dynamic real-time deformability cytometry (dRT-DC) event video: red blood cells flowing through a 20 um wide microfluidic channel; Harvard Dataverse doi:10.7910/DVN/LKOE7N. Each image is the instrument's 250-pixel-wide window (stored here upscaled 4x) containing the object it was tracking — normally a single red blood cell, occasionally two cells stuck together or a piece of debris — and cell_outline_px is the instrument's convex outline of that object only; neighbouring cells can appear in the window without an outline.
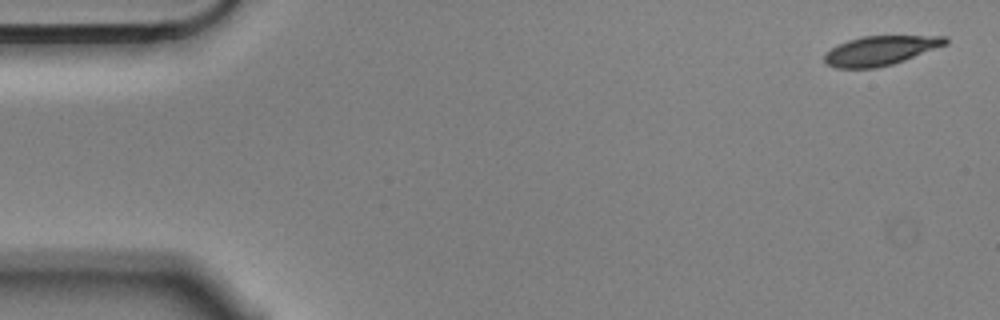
{"species": "Egyptian fruit bat (a non-hibernating species)", "species_latin": "Rousettus aegyptiacus", "temperature_condition": "cold", "stored_images_in_passage": 5, "camera_frame_rate_fps": 3000, "um_per_image_px": 0.085, "animal": {"sex": "male"}, "frame": {"image": 1, "passage_image": 1, "time_ms": 0.0, "image_size_px": [1000, 320], "cell_outline_px": [[948, 44], [904, 60], [892, 64], [876, 68], [836, 68], [828, 64], [824, 60], [824, 56], [832, 48], [848, 40], [864, 36], [948, 36]], "centroid_in_image_um": [74.87, 4.3], "position_along_channel_um": 10.1, "area_um2": 20.46}}
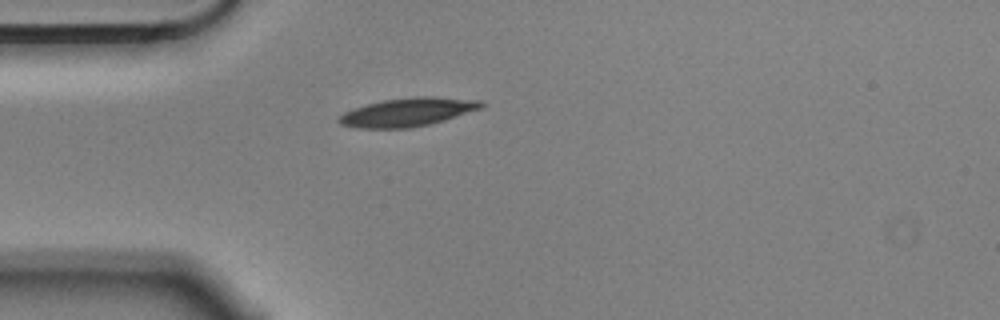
{"frame": {"image": 2, "passage_image": 4, "time_ms": 1.0, "image_size_px": [1000, 320], "cell_outline_px": [[484, 108], [444, 120], [412, 128], [356, 128], [340, 124], [336, 120], [344, 112], [352, 108], [384, 100], [412, 96], [432, 96], [480, 100], [484, 104]], "centroid_in_image_um": [34.66, 9.52], "position_along_channel_um": 50.3, "area_um2": 23.76}}